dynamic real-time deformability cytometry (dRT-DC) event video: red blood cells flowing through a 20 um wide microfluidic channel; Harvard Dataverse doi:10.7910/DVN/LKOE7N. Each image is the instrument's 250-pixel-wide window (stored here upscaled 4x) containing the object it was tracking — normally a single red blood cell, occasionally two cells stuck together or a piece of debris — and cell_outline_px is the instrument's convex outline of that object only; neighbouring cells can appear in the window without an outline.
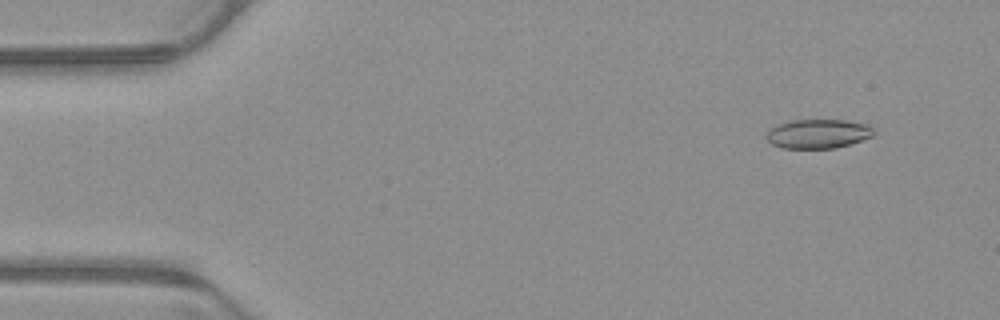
{"species": "common noctule bat (a hibernating species)", "species_latin": "Nyctalus noctula", "temperature_condition": "warm", "stored_images_in_passage": 53, "camera_frame_rate_fps": 3000, "um_per_image_px": 0.085, "animal": {"sex": "male", "body_mass_g": 23.1, "forearm_length_mm": 52.7}, "frame": {"image": 1, "passage_image": 5, "time_ms": 1.333, "image_size_px": [1000, 320], "cell_outline_px": [[876, 132], [872, 136], [836, 148], [780, 148], [772, 144], [764, 136], [776, 124], [788, 120], [844, 120], [868, 124]], "centroid_in_image_um": [69.51, 11.36], "position_along_channel_um": 15.5, "area_um2": 18.26}}
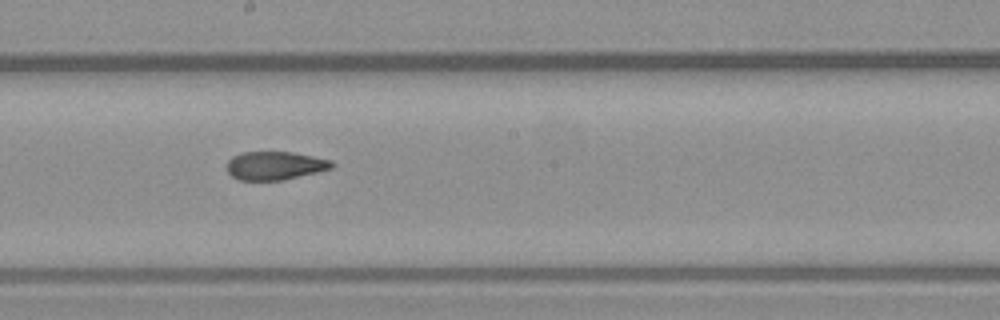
{"frame": {"image": 2, "passage_image": 29, "time_ms": 9.333, "image_size_px": [1000, 320], "cell_outline_px": [[336, 164], [332, 168], [284, 180], [240, 180], [232, 176], [228, 172], [228, 160], [232, 156], [244, 152], [292, 152], [332, 160]], "centroid_in_image_um": [23.39, 14.07], "position_along_channel_um": 224.8, "area_um2": 17.28}}
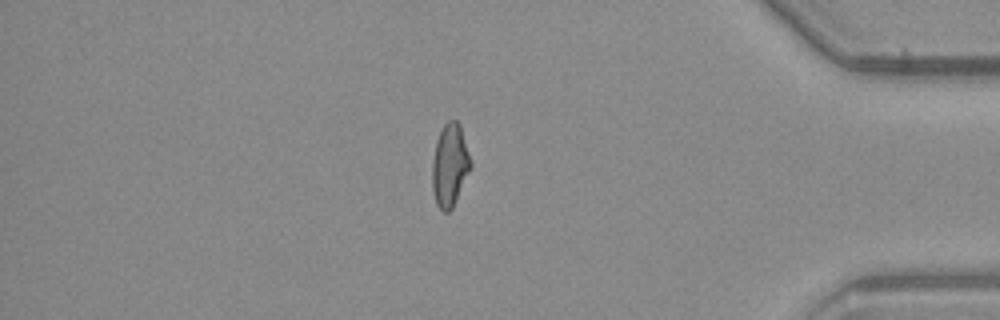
{"frame": {"image": 3, "passage_image": 45, "time_ms": 14.667, "image_size_px": [1000, 320], "cell_outline_px": [[472, 168], [452, 208], [448, 212], [444, 212], [436, 204], [432, 188], [432, 160], [436, 140], [444, 124], [448, 120], [456, 120], [460, 124], [472, 164]], "centroid_in_image_um": [38.23, 14.04], "position_along_channel_um": 397.0, "area_um2": 18.61}, "authors_computed_cell_mechanics": {"area_um2": 18.5538, "velocity_mm_per_s": 3.921, "shape_relaxation_time_tau1_ms": null, "shape_relaxation_time_tau2_ms": 1.8991, "deformation_change_tau1": null, "deformation_change_tau2": 0.0808}}